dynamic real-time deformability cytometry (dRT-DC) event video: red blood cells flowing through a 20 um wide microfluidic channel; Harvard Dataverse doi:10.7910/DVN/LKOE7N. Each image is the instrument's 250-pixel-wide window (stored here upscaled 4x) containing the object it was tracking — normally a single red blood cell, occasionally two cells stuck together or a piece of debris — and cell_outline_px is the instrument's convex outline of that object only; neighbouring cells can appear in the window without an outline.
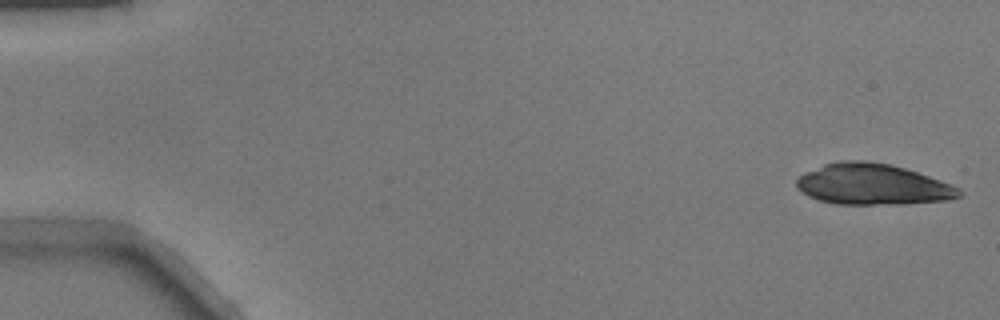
{"species": "common noctule bat (a hibernating species)", "species_latin": "Nyctalus noctula", "temperature_condition": "warm", "stored_images_in_passage": 14, "camera_frame_rate_fps": 3000, "um_per_image_px": 0.085, "animal": {"sex": "male", "body_mass_g": 17.9}, "frame": {"image": 1, "passage_image": 1, "time_ms": 0.0, "image_size_px": [1000, 320], "cell_outline_px": [[964, 196], [948, 200], [900, 204], [836, 204], [820, 200], [808, 196], [796, 188], [796, 180], [804, 172], [824, 164], [840, 160], [864, 160], [892, 164], [928, 176], [960, 188], [964, 192]], "centroid_in_image_um": [74.17, 15.67], "position_along_channel_um": 10.8, "area_um2": 38.96}}